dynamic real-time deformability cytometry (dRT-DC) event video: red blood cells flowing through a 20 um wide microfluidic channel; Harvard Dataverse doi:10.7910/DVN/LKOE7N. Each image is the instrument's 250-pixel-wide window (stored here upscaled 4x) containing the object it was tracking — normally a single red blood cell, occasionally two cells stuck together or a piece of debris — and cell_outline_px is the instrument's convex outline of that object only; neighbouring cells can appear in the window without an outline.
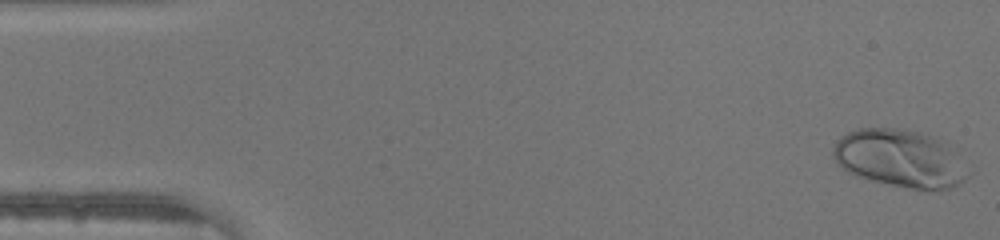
{"species": "human", "species_latin": "Homo sapiens", "temperature_condition": "warm", "stored_images_in_passage": 46, "camera_frame_rate_fps": 3000, "um_per_image_px": 0.085, "donor": {"sex": "male"}, "frame": {"image": 1, "passage_image": 1, "time_ms": 0.0, "image_size_px": [1000, 240], "cell_outline_px": [[968, 176], [964, 180], [948, 188], [912, 188], [892, 184], [860, 176], [848, 172], [836, 164], [832, 156], [832, 148], [836, 140], [840, 136], [848, 132], [860, 128], [900, 128], [920, 132], [940, 140], [956, 152]], "centroid_in_image_um": [76.41, 13.42], "position_along_channel_um": 8.6, "area_um2": 44.39}}
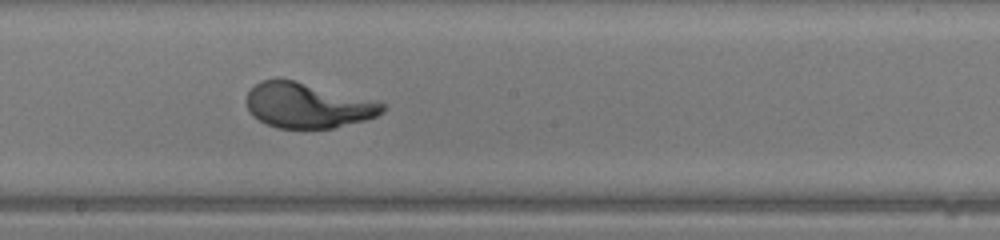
{"frame": {"image": 2, "passage_image": 25, "time_ms": 8.0, "image_size_px": [1000, 240], "cell_outline_px": [[384, 112], [376, 116], [364, 120], [332, 128], [276, 128], [252, 116], [248, 108], [248, 92], [260, 80], [292, 80], [380, 100], [384, 104]], "centroid_in_image_um": [26.21, 8.96], "position_along_channel_um": 222.0, "area_um2": 35.55}}
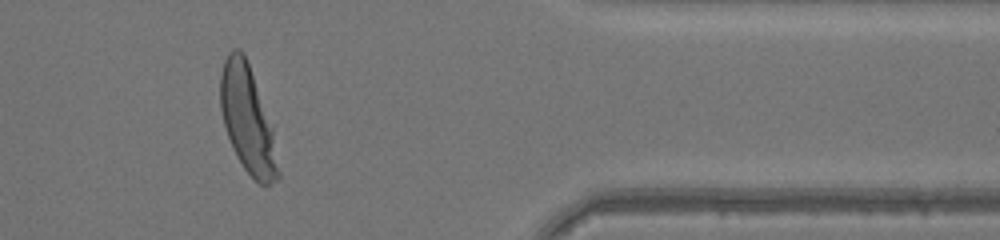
{"frame": {"image": 3, "passage_image": 38, "time_ms": 12.333, "image_size_px": [1000, 240], "cell_outline_px": [[280, 176], [276, 180], [268, 184], [260, 184], [244, 168], [236, 156], [232, 148], [224, 124], [220, 108], [220, 76], [224, 60], [228, 52], [232, 48], [240, 48], [244, 52], [272, 128], [280, 172]], "centroid_in_image_um": [21.02, 10.14], "position_along_channel_um": 390.4, "area_um2": 35.49}}